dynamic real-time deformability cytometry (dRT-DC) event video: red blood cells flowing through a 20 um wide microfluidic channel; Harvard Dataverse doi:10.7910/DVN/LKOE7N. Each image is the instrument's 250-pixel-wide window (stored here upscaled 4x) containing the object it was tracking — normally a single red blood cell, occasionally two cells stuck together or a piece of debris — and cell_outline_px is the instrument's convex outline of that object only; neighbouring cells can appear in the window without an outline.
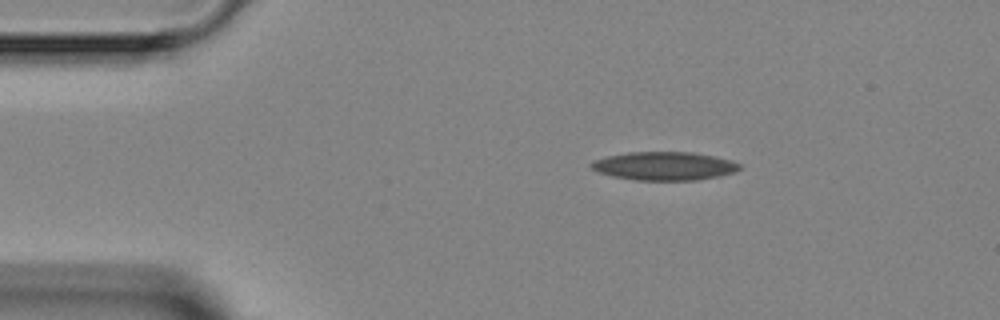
{"species": "Egyptian fruit bat (a non-hibernating species)", "species_latin": "Rousettus aegyptiacus", "temperature_condition": "room temperature", "stored_images_in_passage": 3, "camera_frame_rate_fps": 3000, "um_per_image_px": 0.085, "animal": {"sex": "female"}, "frame": {"image": 1, "passage_image": 1, "time_ms": 0.0, "image_size_px": [1000, 320], "cell_outline_px": [[740, 168], [732, 172], [720, 176], [696, 180], [636, 180], [612, 176], [600, 172], [592, 168], [588, 164], [592, 160], [608, 156], [628, 152], [692, 152], [732, 160], [740, 164]], "centroid_in_image_um": [56.44, 14.11], "position_along_channel_um": 28.6, "area_um2": 24.45}}